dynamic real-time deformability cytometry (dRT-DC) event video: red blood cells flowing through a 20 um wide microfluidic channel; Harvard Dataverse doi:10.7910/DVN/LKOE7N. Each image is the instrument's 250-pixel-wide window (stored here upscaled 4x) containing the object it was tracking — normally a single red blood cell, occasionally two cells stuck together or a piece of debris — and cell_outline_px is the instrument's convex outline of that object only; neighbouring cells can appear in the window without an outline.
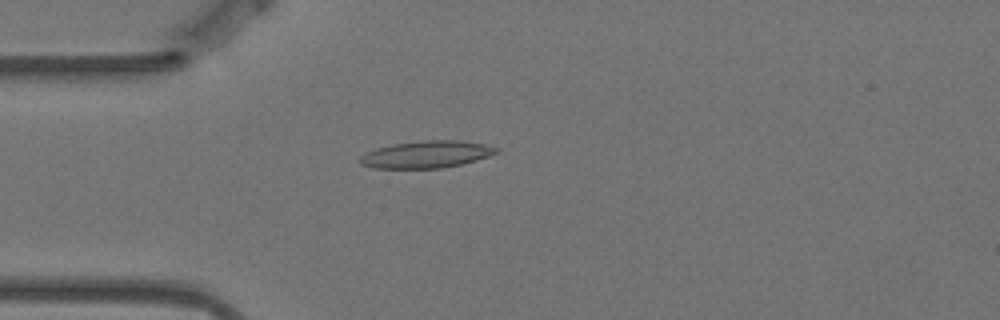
{"species": "Egyptian fruit bat (a non-hibernating species)", "species_latin": "Rousettus aegyptiacus", "temperature_condition": "warm", "stored_images_in_passage": 4, "camera_frame_rate_fps": 3000, "um_per_image_px": 0.085, "animal": {"sex": "female"}, "frame": {"image": 1, "passage_image": 4, "time_ms": 1.0, "image_size_px": [1000, 320], "cell_outline_px": [[500, 152], [476, 160], [460, 164], [440, 168], [372, 168], [360, 164], [356, 160], [360, 156], [376, 148], [392, 144], [420, 140], [460, 140], [484, 144], [500, 148]], "centroid_in_image_um": [36.23, 13.12], "position_along_channel_um": 48.8, "area_um2": 21.68}}